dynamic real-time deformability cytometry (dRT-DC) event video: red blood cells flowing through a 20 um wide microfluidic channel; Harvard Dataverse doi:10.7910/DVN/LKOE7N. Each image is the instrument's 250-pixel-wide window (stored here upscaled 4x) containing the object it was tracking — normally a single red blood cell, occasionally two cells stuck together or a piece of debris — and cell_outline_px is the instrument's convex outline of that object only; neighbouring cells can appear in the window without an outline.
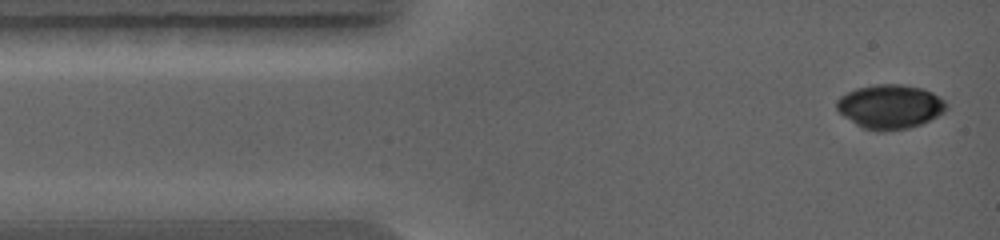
{"species": "common noctule bat (a hibernating species)", "species_latin": "Nyctalus noctula", "temperature_condition": "warm", "stored_images_in_passage": 44, "camera_frame_rate_fps": 5000, "um_per_image_px": 0.085, "animal": {"sex": "female", "body_mass_g": 19.0, "forearm_length_mm": 56.7}, "frame": {"image": 1, "passage_image": 1, "time_ms": 0.0, "image_size_px": [1000, 240], "cell_outline_px": [[948, 108], [944, 112], [920, 124], [908, 128], [884, 132], [876, 132], [864, 128], [856, 124], [844, 116], [836, 108], [836, 100], [840, 96], [856, 88], [876, 84], [900, 84], [924, 88], [932, 92], [944, 100], [948, 104]], "centroid_in_image_um": [75.65, 9.06], "position_along_channel_um": 9.3, "area_um2": 28.32}}
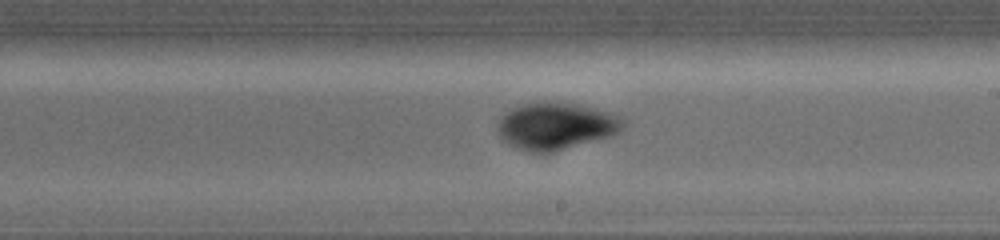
{"frame": {"image": 2, "passage_image": 29, "time_ms": 5.6, "image_size_px": [1000, 240], "cell_outline_px": [[624, 124], [616, 132], [604, 136], [552, 152], [532, 152], [520, 148], [512, 144], [500, 136], [500, 116], [508, 108], [520, 104], [544, 100], [580, 104], [596, 108], [620, 116], [624, 120]], "centroid_in_image_um": [47.21, 10.64], "position_along_channel_um": 241.8, "area_um2": 33.7}}
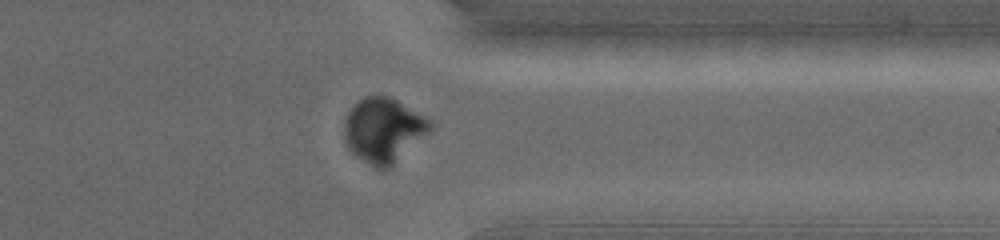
{"frame": {"image": 3, "passage_image": 42, "time_ms": 8.2, "image_size_px": [1000, 240], "cell_outline_px": [[432, 128], [392, 164], [384, 168], [376, 168], [352, 152], [348, 148], [344, 136], [344, 120], [348, 112], [364, 96], [388, 96], [396, 100], [432, 120]], "centroid_in_image_um": [32.57, 11.02], "position_along_channel_um": 378.8, "area_um2": 31.39}}